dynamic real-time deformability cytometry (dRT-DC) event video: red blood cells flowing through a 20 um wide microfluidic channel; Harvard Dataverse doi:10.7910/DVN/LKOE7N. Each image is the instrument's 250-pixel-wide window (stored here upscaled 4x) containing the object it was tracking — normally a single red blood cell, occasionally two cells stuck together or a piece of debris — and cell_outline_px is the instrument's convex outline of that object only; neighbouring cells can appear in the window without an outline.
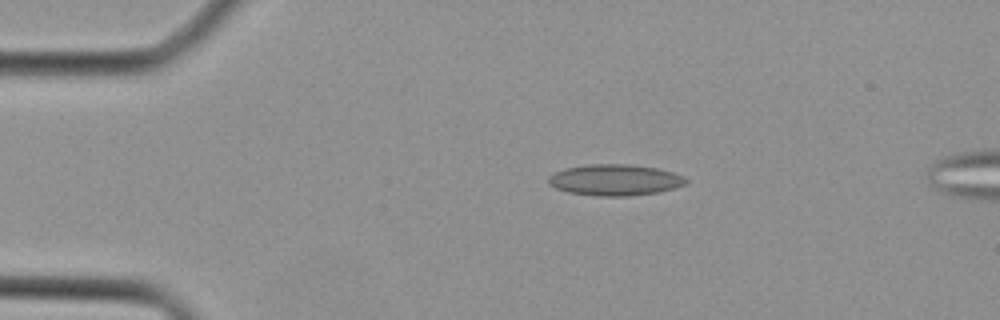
{"species": "Egyptian fruit bat (a non-hibernating species)", "species_latin": "Rousettus aegyptiacus", "temperature_condition": "cold", "stored_images_in_passage": 5, "camera_frame_rate_fps": 3000, "um_per_image_px": 0.085, "animal": {"sex": "female"}, "frame": {"image": 1, "passage_image": 3, "time_ms": 2.333, "image_size_px": [1000, 320], "cell_outline_px": [[688, 184], [676, 188], [660, 192], [628, 196], [596, 196], [568, 192], [556, 188], [548, 184], [548, 176], [564, 168], [592, 164], [632, 164], [656, 168], [672, 172], [684, 176], [688, 180]], "centroid_in_image_um": [52.3, 15.3], "position_along_channel_um": 32.7, "area_um2": 25.2}}